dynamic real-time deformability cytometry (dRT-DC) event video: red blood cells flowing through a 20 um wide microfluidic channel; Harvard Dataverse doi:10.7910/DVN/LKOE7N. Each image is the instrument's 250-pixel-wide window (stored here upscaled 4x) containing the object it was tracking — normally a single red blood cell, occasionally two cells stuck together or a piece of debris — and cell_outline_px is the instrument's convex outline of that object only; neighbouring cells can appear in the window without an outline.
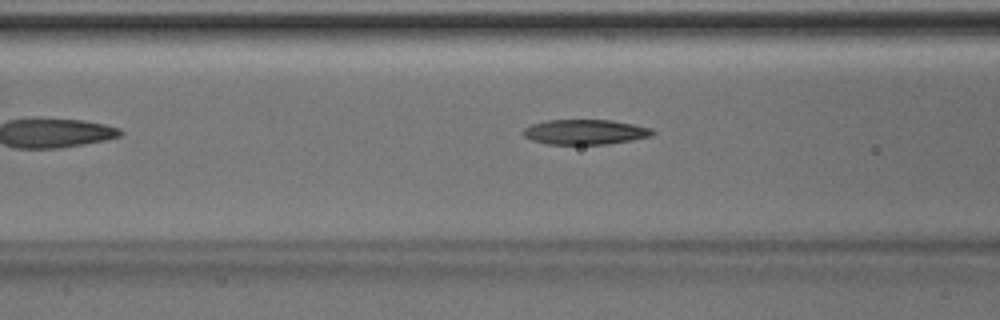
{"species": "Egyptian fruit bat (a non-hibernating species)", "species_latin": "Rousettus aegyptiacus", "temperature_condition": "room temperature", "stored_images_in_passage": 34, "segment_of_instrument_passage": [1, 2], "camera_frame_rate_fps": 3000, "um_per_image_px": 0.085, "animal": {"sex": "male"}, "frame": {"image": 1, "passage_image": 4, "time_ms": 1.0, "image_size_px": [1000, 320], "cell_outline_px": [[656, 132], [652, 136], [632, 140], [608, 144], [548, 144], [532, 140], [524, 136], [520, 132], [524, 128], [532, 124], [548, 120], [612, 120], [652, 128]], "centroid_in_image_um": [49.74, 11.22], "position_along_channel_um": 116.9, "area_um2": 18.9}}
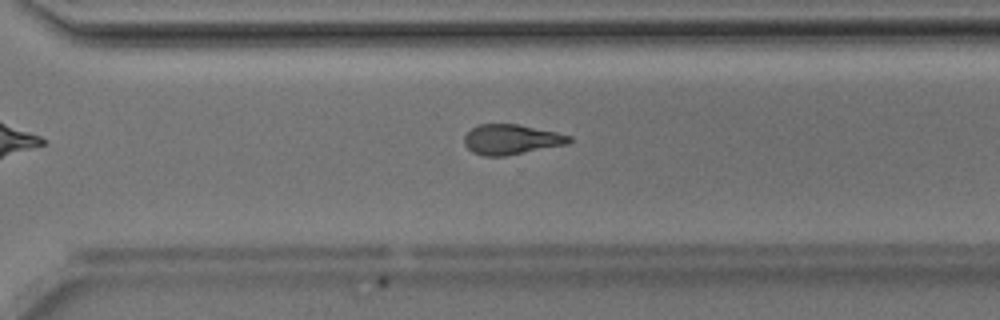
{"frame": {"image": 2, "passage_image": 19, "time_ms": 6.0, "image_size_px": [1000, 320], "cell_outline_px": [[572, 140], [568, 144], [504, 156], [484, 156], [472, 152], [464, 144], [464, 136], [472, 128], [480, 124], [516, 124], [556, 132], [572, 136]], "centroid_in_image_um": [43.45, 11.85], "position_along_channel_um": 327.1, "area_um2": 18.26}}
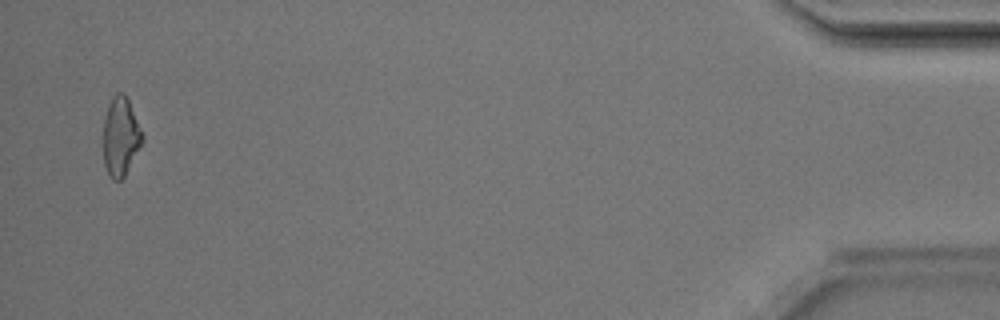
{"frame": {"image": 3, "passage_image": 32, "time_ms": 10.333, "image_size_px": [1000, 320], "cell_outline_px": [[144, 140], [124, 176], [120, 180], [112, 180], [108, 176], [104, 164], [104, 116], [112, 96], [116, 92], [124, 92], [128, 100], [144, 136]], "centroid_in_image_um": [10.25, 11.61], "position_along_channel_um": 425.0, "area_um2": 17.86}}